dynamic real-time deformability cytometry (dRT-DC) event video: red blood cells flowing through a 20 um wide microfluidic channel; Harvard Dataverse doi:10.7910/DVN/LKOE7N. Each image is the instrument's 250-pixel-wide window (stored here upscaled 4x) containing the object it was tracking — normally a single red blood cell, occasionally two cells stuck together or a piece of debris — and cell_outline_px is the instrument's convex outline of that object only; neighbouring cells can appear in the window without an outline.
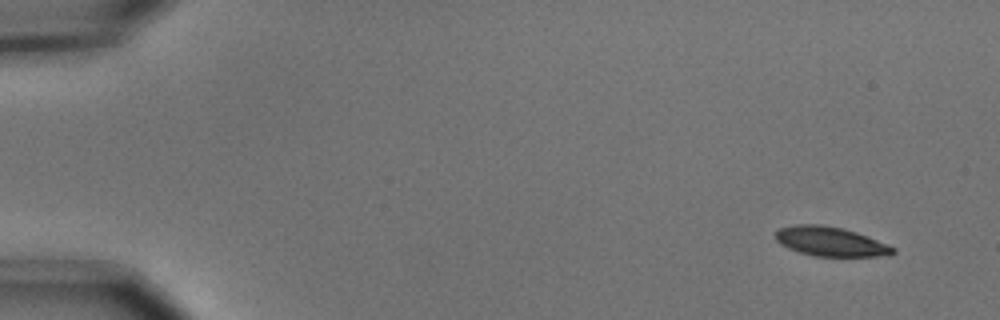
{"species": "common noctule bat (a hibernating species)", "species_latin": "Nyctalus noctula", "temperature_condition": "cold", "stored_images_in_passage": 4, "camera_frame_rate_fps": 3000, "um_per_image_px": 0.085, "animal": {"sex": "male", "body_mass_g": 15.6}, "frame": {"image": 1, "passage_image": 1, "time_ms": 0.0, "image_size_px": [1000, 320], "cell_outline_px": [[896, 252], [888, 256], [812, 256], [788, 248], [780, 244], [776, 240], [776, 232], [780, 228], [796, 224], [820, 224], [844, 228], [868, 236], [888, 244], [896, 248]], "centroid_in_image_um": [70.62, 20.53], "position_along_channel_um": 14.4, "area_um2": 20.23}}
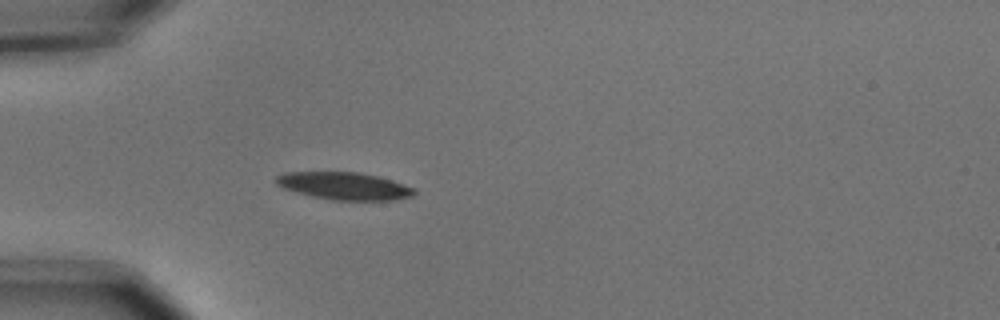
{"frame": {"image": 2, "passage_image": 4, "time_ms": 1.0, "image_size_px": [1000, 320], "cell_outline_px": [[416, 192], [412, 196], [396, 200], [332, 200], [312, 196], [284, 188], [276, 184], [276, 176], [284, 172], [356, 172], [376, 176], [392, 180], [416, 188]], "centroid_in_image_um": [29.29, 15.81], "position_along_channel_um": 55.7, "area_um2": 22.02}}